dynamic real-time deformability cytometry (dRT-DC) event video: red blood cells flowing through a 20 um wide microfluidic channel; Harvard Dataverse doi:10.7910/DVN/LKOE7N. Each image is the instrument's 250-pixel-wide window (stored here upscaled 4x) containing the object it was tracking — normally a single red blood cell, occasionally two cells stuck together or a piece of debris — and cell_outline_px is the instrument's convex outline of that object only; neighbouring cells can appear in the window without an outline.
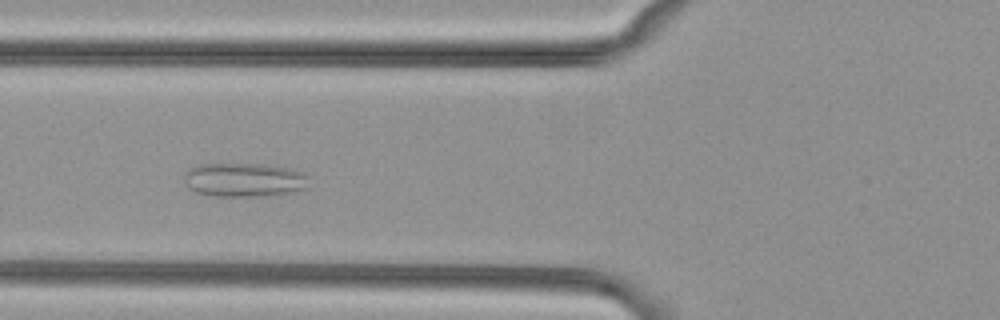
{"species": "common noctule bat (a hibernating species)", "species_latin": "Nyctalus noctula", "temperature_condition": "cold", "stored_images_in_passage": 52, "camera_frame_rate_fps": 3000, "um_per_image_px": 0.085, "animal": {"sex": "female", "body_mass_g": 29.2, "forearm_length_mm": 56.3}, "frame": {"image": 1, "passage_image": 19, "time_ms": 6.0, "image_size_px": [1000, 320], "cell_outline_px": [[308, 188], [296, 192], [264, 196], [212, 196], [196, 192], [188, 188], [184, 180], [184, 172], [188, 168], [196, 164], [264, 164], [288, 168], [304, 172], [308, 176]], "centroid_in_image_um": [20.76, 15.29], "position_along_channel_um": 105.0, "area_um2": 25.14}}
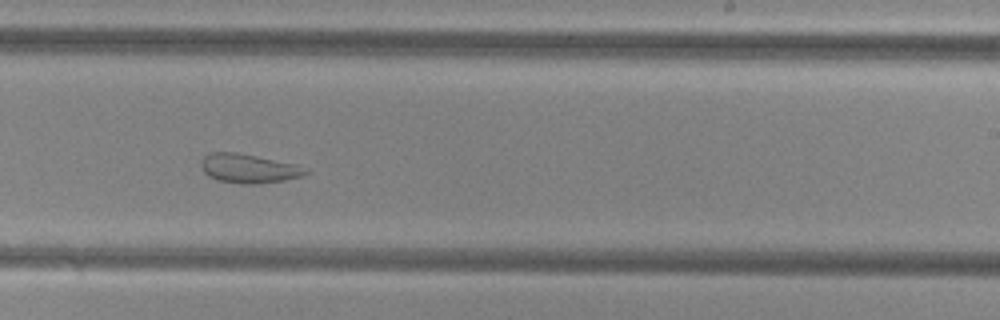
{"frame": {"image": 2, "passage_image": 32, "time_ms": 10.333, "image_size_px": [1000, 320], "cell_outline_px": [[312, 172], [304, 176], [284, 180], [256, 184], [240, 184], [216, 180], [208, 176], [204, 172], [200, 164], [200, 160], [204, 156], [212, 152], [236, 152], [296, 164]], "centroid_in_image_um": [21.13, 14.33], "position_along_channel_um": 267.9, "area_um2": 17.86}}
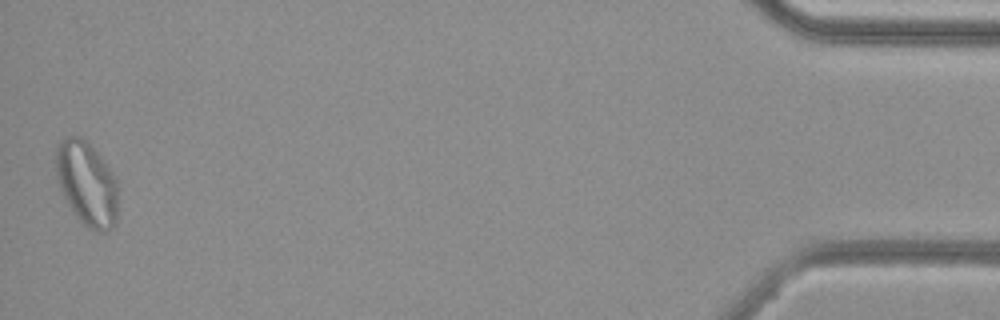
{"frame": {"image": 3, "passage_image": 52, "time_ms": 17.0, "image_size_px": [1000, 320], "cell_outline_px": [[116, 224], [112, 228], [104, 232], [96, 232], [88, 228], [72, 212], [60, 188], [56, 176], [56, 144], [64, 136], [80, 136], [100, 156], [116, 180]], "centroid_in_image_um": [7.34, 15.61], "position_along_channel_um": 427.9, "area_um2": 30.23}, "authors_computed_cell_mechanics": {"area_um2": 26.2412, "velocity_mm_per_s": 3.7536, "shape_relaxation_time_tau1_ms": null, "shape_relaxation_time_tau2_ms": 1.3685, "deformation_change_tau1": null, "deformation_change_tau2": 0.0803}}